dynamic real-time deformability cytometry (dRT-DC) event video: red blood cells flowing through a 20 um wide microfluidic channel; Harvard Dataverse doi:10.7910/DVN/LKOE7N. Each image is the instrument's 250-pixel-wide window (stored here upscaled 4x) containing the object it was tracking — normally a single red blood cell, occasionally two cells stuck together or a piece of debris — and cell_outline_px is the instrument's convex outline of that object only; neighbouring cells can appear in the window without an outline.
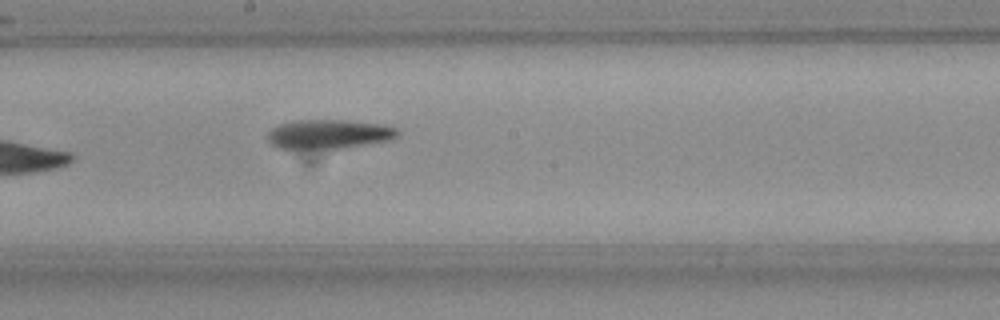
{"species": "Egyptian fruit bat (a non-hibernating species)", "species_latin": "Rousettus aegyptiacus", "temperature_condition": "room temperature", "stored_images_in_passage": 5, "camera_frame_rate_fps": 3000, "um_per_image_px": 0.085, "frame": {"image": 1, "passage_image": 5, "time_ms": 1.333, "image_size_px": [1000, 320], "cell_outline_px": [[400, 132], [392, 140], [340, 148], [280, 148], [272, 144], [268, 140], [268, 132], [272, 128], [280, 124], [292, 120], [348, 120], [384, 124], [400, 128]], "centroid_in_image_um": [28.01, 11.38], "position_along_channel_um": 220.2, "area_um2": 22.2}}